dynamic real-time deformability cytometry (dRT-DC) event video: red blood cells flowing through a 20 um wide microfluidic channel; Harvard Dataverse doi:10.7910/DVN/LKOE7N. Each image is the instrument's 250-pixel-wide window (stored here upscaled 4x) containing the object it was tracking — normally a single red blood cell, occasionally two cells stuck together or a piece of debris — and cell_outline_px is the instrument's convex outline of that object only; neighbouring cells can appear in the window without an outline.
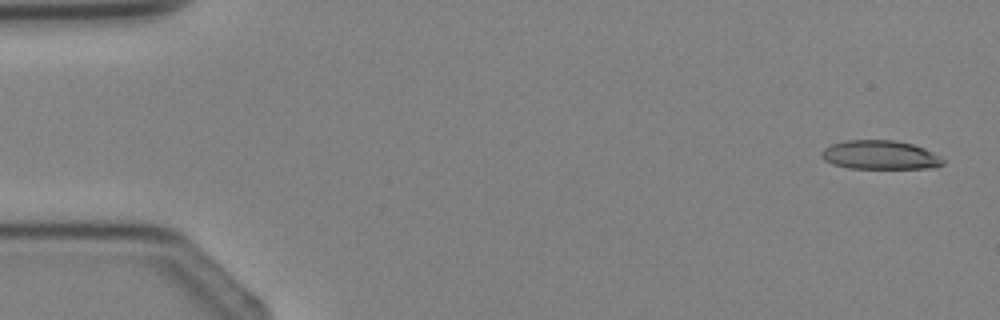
{"species": "Egyptian fruit bat (a non-hibernating species)", "species_latin": "Rousettus aegyptiacus", "temperature_condition": "cold", "stored_images_in_passage": 4, "camera_frame_rate_fps": 3000, "um_per_image_px": 0.085, "animal": {"sex": "female"}, "frame": {"image": 1, "passage_image": 1, "time_ms": 0.0, "image_size_px": [1000, 320], "cell_outline_px": [[944, 164], [936, 168], [848, 168], [832, 164], [824, 160], [820, 156], [820, 152], [824, 148], [832, 144], [844, 140], [896, 140], [912, 144], [924, 148], [932, 152], [944, 160]], "centroid_in_image_um": [74.78, 13.17], "position_along_channel_um": 10.2, "area_um2": 20.58}}